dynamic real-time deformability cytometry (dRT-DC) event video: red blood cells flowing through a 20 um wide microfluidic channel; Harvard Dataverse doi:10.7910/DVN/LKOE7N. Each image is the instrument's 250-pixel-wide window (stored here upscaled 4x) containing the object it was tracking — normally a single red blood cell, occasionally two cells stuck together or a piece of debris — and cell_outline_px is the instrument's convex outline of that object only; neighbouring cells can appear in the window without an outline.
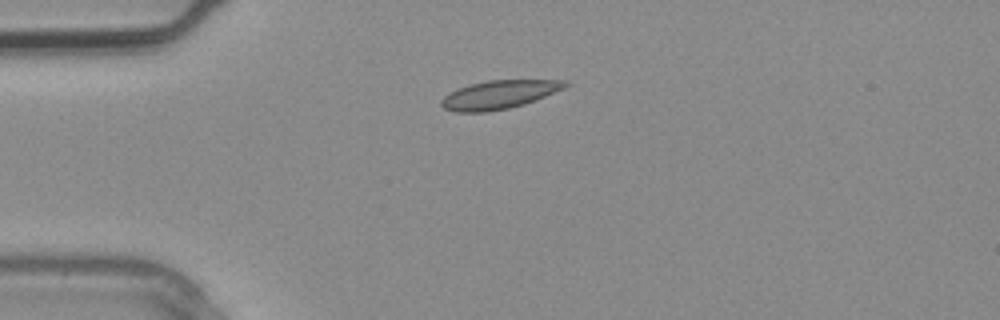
{"species": "common noctule bat (a hibernating species)", "species_latin": "Nyctalus noctula", "temperature_condition": "warm", "stored_images_in_passage": 2, "camera_frame_rate_fps": 3000, "um_per_image_px": 0.085, "animal": {"sex": "male", "body_mass_g": 20.4}, "frame": {"image": 1, "passage_image": 2, "time_ms": 0.333, "image_size_px": [1000, 320], "cell_outline_px": [[572, 84], [564, 88], [524, 104], [508, 108], [484, 112], [456, 112], [444, 108], [440, 104], [440, 100], [444, 96], [460, 88], [472, 84], [488, 80], [568, 80]], "centroid_in_image_um": [42.44, 8.04], "position_along_channel_um": 42.6, "area_um2": 20.29}}